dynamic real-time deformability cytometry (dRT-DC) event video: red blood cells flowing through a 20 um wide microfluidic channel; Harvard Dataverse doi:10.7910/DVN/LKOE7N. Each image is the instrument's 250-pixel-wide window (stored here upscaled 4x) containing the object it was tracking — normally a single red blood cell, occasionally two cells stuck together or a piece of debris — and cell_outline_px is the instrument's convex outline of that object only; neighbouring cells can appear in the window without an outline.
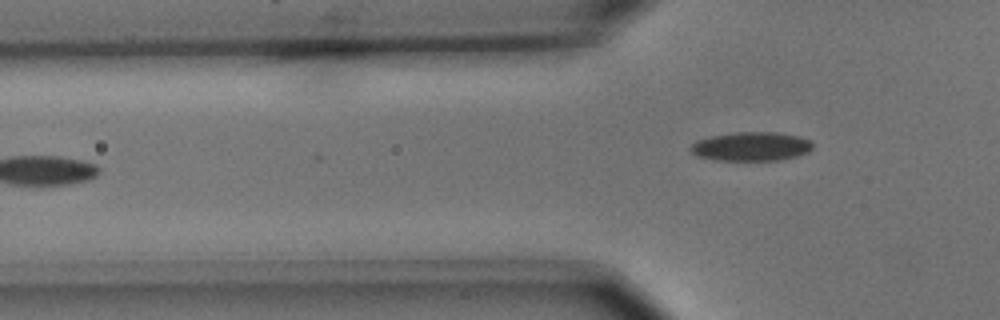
{"species": "common noctule bat (a hibernating species)", "species_latin": "Nyctalus noctula", "temperature_condition": "cold", "stored_images_in_passage": 7, "camera_frame_rate_fps": 3000, "um_per_image_px": 0.085, "animal": {"sex": "male", "body_mass_g": 15.6}, "frame": {"image": 1, "passage_image": 7, "time_ms": 2.0, "image_size_px": [1000, 320], "cell_outline_px": [[812, 148], [808, 152], [796, 156], [780, 160], [716, 160], [700, 156], [692, 152], [688, 148], [696, 140], [712, 136], [736, 132], [776, 132], [796, 136], [812, 140]], "centroid_in_image_um": [63.86, 12.44], "position_along_channel_um": 61.9, "area_um2": 20.46}}